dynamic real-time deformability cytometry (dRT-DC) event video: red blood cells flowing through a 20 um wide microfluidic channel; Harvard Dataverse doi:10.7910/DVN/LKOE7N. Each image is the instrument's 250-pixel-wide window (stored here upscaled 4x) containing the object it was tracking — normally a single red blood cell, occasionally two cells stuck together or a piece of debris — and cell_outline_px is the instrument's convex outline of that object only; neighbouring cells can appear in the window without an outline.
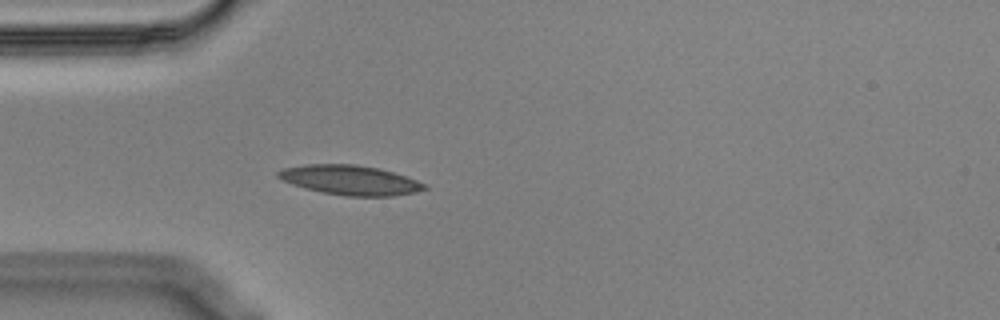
{"species": "Egyptian fruit bat (a non-hibernating species)", "species_latin": "Rousettus aegyptiacus", "temperature_condition": "cold", "stored_images_in_passage": 17, "camera_frame_rate_fps": 3000, "um_per_image_px": 0.085, "animal": {"sex": "male"}, "frame": {"image": 1, "passage_image": 6, "time_ms": 1.667, "image_size_px": [1000, 320], "cell_outline_px": [[428, 188], [416, 192], [392, 196], [344, 196], [320, 192], [304, 188], [292, 184], [276, 176], [276, 172], [284, 168], [304, 164], [356, 164], [376, 168], [392, 172], [416, 180], [424, 184]], "centroid_in_image_um": [29.72, 15.31], "position_along_channel_um": 55.3, "area_um2": 25.14}}
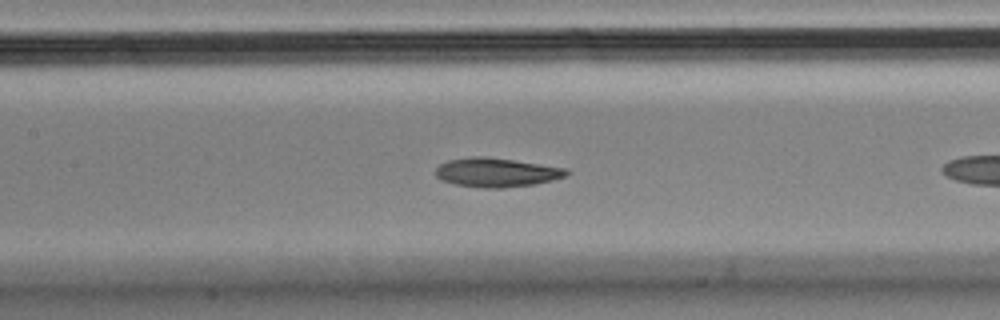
{"frame": {"image": 2, "passage_image": 12, "time_ms": 3.667, "image_size_px": [1000, 320], "cell_outline_px": [[568, 172], [564, 176], [552, 180], [536, 184], [504, 188], [484, 188], [456, 184], [440, 180], [436, 176], [436, 168], [440, 164], [448, 160], [472, 156], [484, 156], [512, 160], [564, 168]], "centroid_in_image_um": [42.14, 14.66], "position_along_channel_um": 165.3, "area_um2": 21.91}}
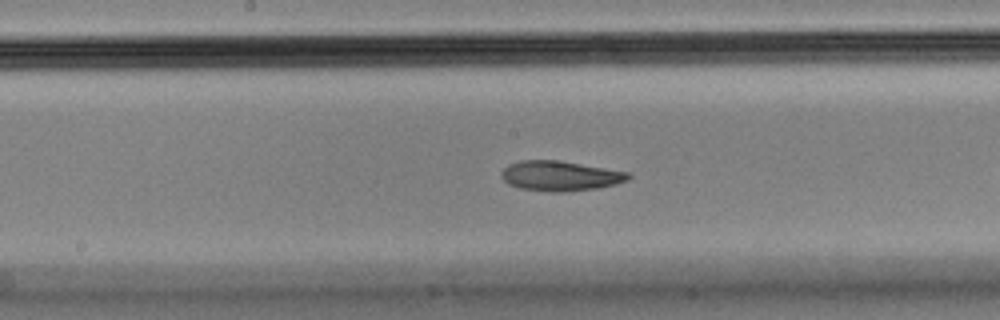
{"frame": {"image": 3, "passage_image": 15, "time_ms": 4.667, "image_size_px": [1000, 320], "cell_outline_px": [[632, 176], [628, 180], [616, 184], [600, 188], [564, 192], [548, 192], [520, 188], [508, 184], [500, 176], [500, 172], [508, 164], [520, 160], [556, 160], [632, 172]], "centroid_in_image_um": [47.63, 14.95], "position_along_channel_um": 200.6, "area_um2": 22.48}}